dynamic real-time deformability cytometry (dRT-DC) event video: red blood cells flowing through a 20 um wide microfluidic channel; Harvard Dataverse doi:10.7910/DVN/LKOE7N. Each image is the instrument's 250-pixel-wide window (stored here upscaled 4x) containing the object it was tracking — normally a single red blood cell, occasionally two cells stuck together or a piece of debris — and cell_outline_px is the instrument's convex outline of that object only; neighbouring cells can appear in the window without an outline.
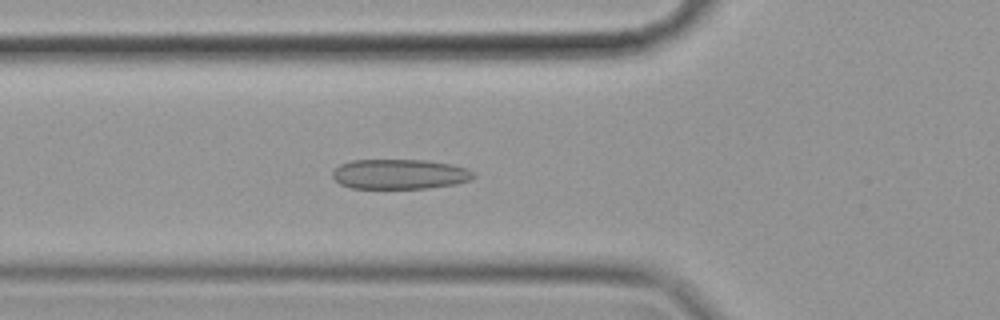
{"species": "common noctule bat (a hibernating species)", "species_latin": "Nyctalus noctula", "temperature_condition": "cold", "stored_images_in_passage": 58, "segment_of_instrument_passage": [1, 2], "camera_frame_rate_fps": 3000, "um_per_image_px": 0.085, "animal": {"sex": "female", "body_mass_g": 19.9}, "frame": {"image": 1, "passage_image": 20, "time_ms": 6.333, "image_size_px": [1000, 320], "cell_outline_px": [[476, 176], [468, 180], [456, 184], [428, 188], [348, 188], [340, 184], [332, 176], [332, 172], [340, 164], [352, 160], [428, 160], [452, 164], [464, 168], [472, 172]], "centroid_in_image_um": [33.95, 14.8], "position_along_channel_um": 91.9, "area_um2": 24.57}}
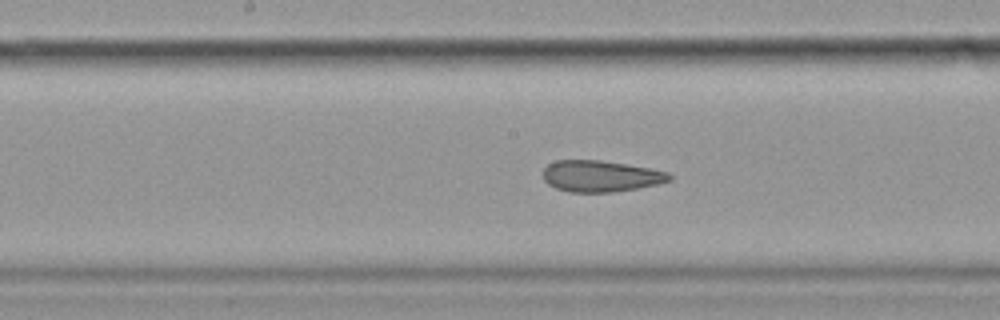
{"frame": {"image": 2, "passage_image": 29, "time_ms": 9.333, "image_size_px": [1000, 320], "cell_outline_px": [[672, 180], [656, 184], [616, 192], [568, 192], [556, 188], [548, 184], [544, 180], [544, 168], [548, 164], [556, 160], [600, 160], [648, 168], [668, 172], [672, 176]], "centroid_in_image_um": [51.04, 14.97], "position_along_channel_um": 197.2, "area_um2": 22.95}}
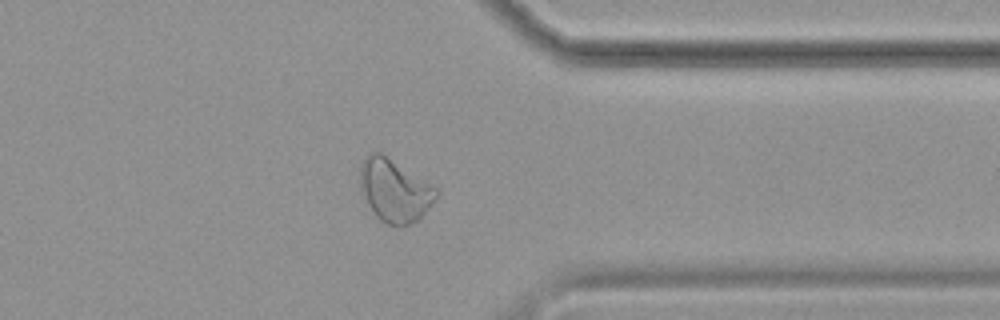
{"frame": {"image": 3, "passage_image": 45, "time_ms": 14.667, "image_size_px": [1000, 320], "cell_outline_px": [[440, 192], [424, 212], [416, 220], [400, 228], [384, 224], [376, 216], [368, 204], [360, 188], [360, 164], [372, 152], [380, 152], [436, 188]], "centroid_in_image_um": [33.51, 16.22], "position_along_channel_um": 377.9, "area_um2": 27.28}}